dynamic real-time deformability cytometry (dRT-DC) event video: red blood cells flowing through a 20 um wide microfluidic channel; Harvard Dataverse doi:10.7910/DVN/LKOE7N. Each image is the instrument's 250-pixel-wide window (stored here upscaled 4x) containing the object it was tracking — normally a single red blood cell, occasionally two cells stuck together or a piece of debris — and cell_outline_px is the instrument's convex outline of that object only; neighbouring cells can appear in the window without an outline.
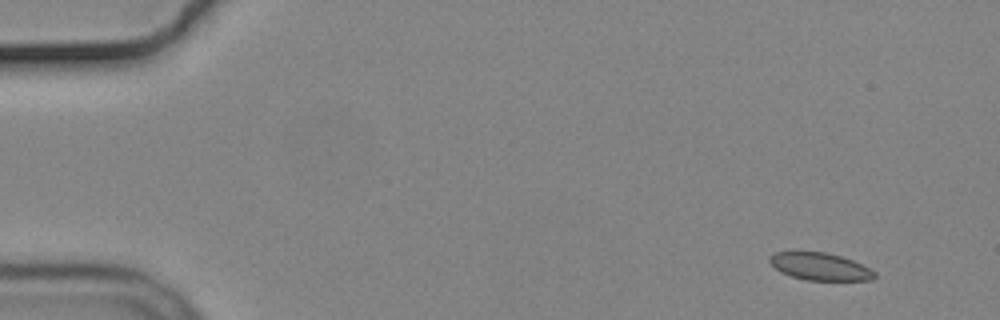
{"species": "common noctule bat (a hibernating species)", "species_latin": "Nyctalus noctula", "temperature_condition": "cold", "stored_images_in_passage": 53, "camera_frame_rate_fps": 3000, "um_per_image_px": 0.085, "animal": {"sex": "male", "body_mass_g": 19.2, "forearm_length_mm": 51.8}, "frame": {"image": 1, "passage_image": 1, "time_ms": 0.0, "image_size_px": [1000, 320], "cell_outline_px": [[876, 276], [872, 280], [808, 280], [792, 276], [780, 272], [768, 260], [768, 256], [776, 252], [824, 252], [840, 256], [852, 260], [876, 272]], "centroid_in_image_um": [69.69, 22.65], "position_along_channel_um": 15.3, "area_um2": 16.53}}
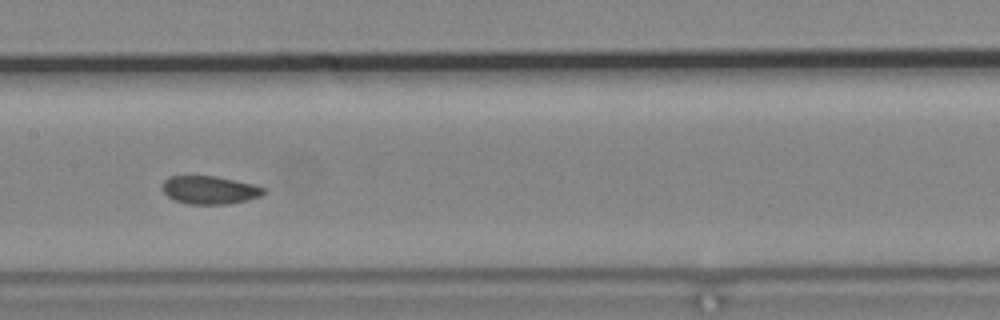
{"frame": {"image": 2, "passage_image": 25, "time_ms": 8.0, "image_size_px": [1000, 320], "cell_outline_px": [[264, 192], [260, 196], [248, 200], [228, 204], [188, 204], [176, 200], [168, 196], [160, 188], [160, 184], [168, 176], [216, 176], [252, 184], [264, 188]], "centroid_in_image_um": [17.76, 16.14], "position_along_channel_um": 189.6, "area_um2": 16.59}}
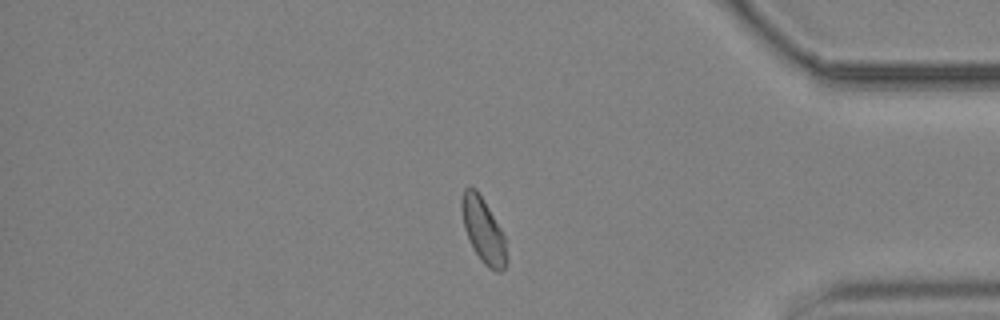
{"frame": {"image": 3, "passage_image": 44, "time_ms": 14.333, "image_size_px": [1000, 320], "cell_outline_px": [[508, 260], [504, 268], [500, 272], [496, 272], [488, 268], [480, 260], [464, 228], [460, 208], [460, 204], [464, 188], [476, 188], [500, 228], [504, 236]], "centroid_in_image_um": [41.08, 19.61], "position_along_channel_um": 394.1, "area_um2": 16.76}, "authors_computed_cell_mechanics": {"area_um2": 17.2244, "velocity_mm_per_s": 3.6554, "shape_relaxation_time_tau1_ms": null, "shape_relaxation_time_tau2_ms": 4.1456, "deformation_change_tau1": null, "deformation_change_tau2": 0.0492}}